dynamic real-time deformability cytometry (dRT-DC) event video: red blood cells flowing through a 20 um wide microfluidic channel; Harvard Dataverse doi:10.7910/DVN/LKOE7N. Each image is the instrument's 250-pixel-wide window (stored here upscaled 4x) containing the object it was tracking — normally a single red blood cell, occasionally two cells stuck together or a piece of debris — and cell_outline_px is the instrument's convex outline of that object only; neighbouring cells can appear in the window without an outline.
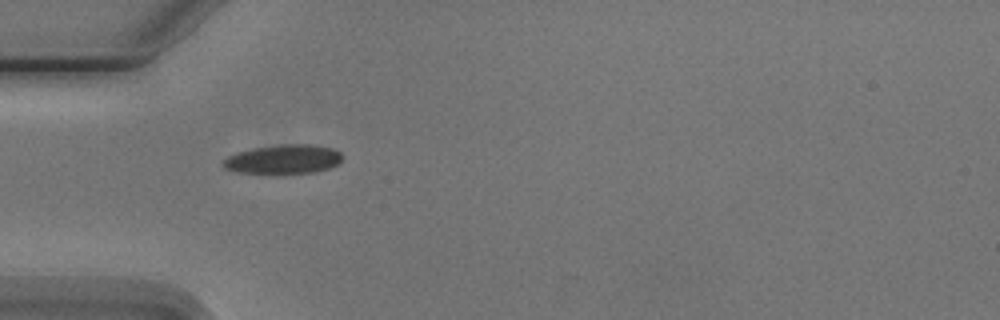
{"species": "Egyptian fruit bat (a non-hibernating species)", "species_latin": "Rousettus aegyptiacus", "temperature_condition": "cold", "stored_images_in_passage": 4, "camera_frame_rate_fps": 3000, "um_per_image_px": 0.085, "animal": {"sex": "male"}, "frame": {"image": 1, "passage_image": 3, "time_ms": 2.333, "image_size_px": [1000, 320], "cell_outline_px": [[340, 164], [316, 172], [236, 172], [224, 168], [220, 164], [228, 156], [240, 152], [256, 148], [280, 144], [308, 144], [332, 148], [340, 152]], "centroid_in_image_um": [24.1, 13.52], "position_along_channel_um": 60.9, "area_um2": 19.71}}
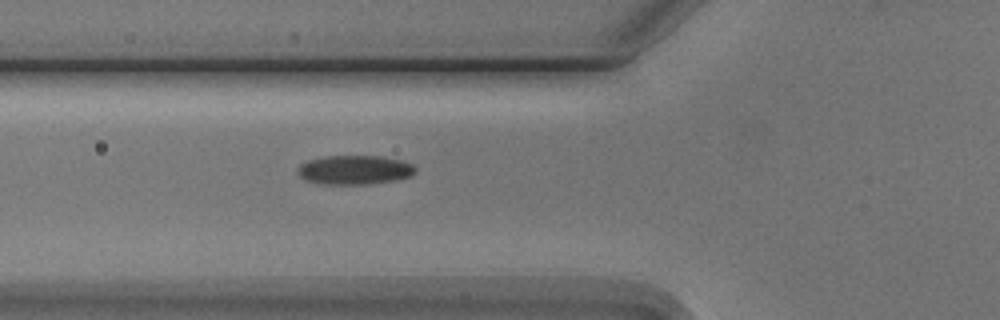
{"frame": {"image": 2, "passage_image": 4, "time_ms": 3.333, "image_size_px": [1000, 320], "cell_outline_px": [[416, 172], [412, 176], [396, 180], [372, 184], [316, 184], [304, 180], [296, 172], [296, 168], [300, 164], [308, 160], [324, 156], [380, 156], [400, 160], [412, 164], [416, 168]], "centroid_in_image_um": [30.11, 14.45], "position_along_channel_um": 95.7, "area_um2": 20.35}}